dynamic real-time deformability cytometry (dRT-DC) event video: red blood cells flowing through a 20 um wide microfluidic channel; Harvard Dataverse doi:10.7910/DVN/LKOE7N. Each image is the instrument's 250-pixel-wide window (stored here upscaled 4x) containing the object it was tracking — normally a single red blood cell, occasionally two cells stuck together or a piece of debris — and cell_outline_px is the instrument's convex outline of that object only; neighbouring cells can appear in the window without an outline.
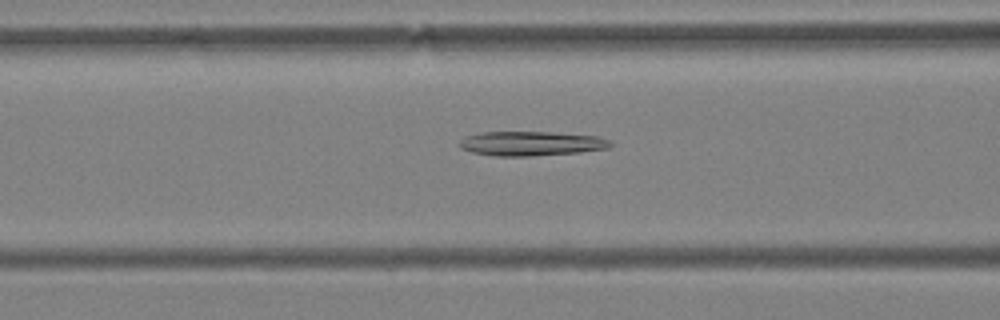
{"species": "Egyptian fruit bat (a non-hibernating species)", "species_latin": "Rousettus aegyptiacus", "temperature_condition": "warm", "stored_images_in_passage": 62, "camera_frame_rate_fps": 3000, "um_per_image_px": 0.085, "animal": {"sex": "female"}, "frame": {"image": 1, "passage_image": 26, "time_ms": 8.333, "image_size_px": [1000, 320], "cell_outline_px": [[612, 144], [608, 148], [580, 152], [532, 156], [496, 156], [472, 152], [460, 148], [460, 140], [464, 136], [480, 132], [548, 132], [596, 136], [608, 140]], "centroid_in_image_um": [45.1, 12.2], "position_along_channel_um": 121.5, "area_um2": 21.39}}
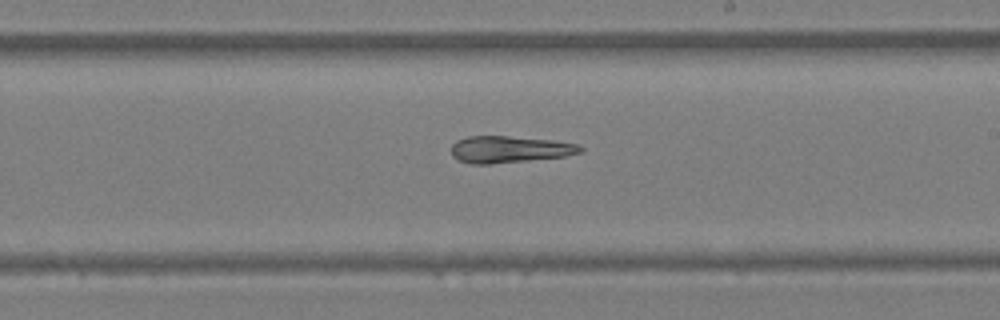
{"frame": {"image": 2, "passage_image": 37, "time_ms": 12.0, "image_size_px": [1000, 320], "cell_outline_px": [[584, 152], [564, 156], [528, 160], [488, 164], [468, 164], [456, 160], [452, 156], [452, 144], [456, 140], [468, 136], [508, 136], [552, 140], [576, 144], [584, 148]], "centroid_in_image_um": [43.26, 12.7], "position_along_channel_um": 245.7, "area_um2": 20.17}}
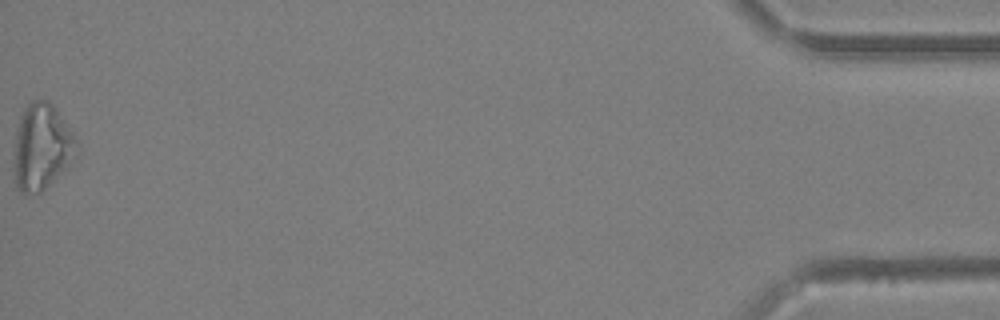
{"frame": {"image": 3, "passage_image": 62, "time_ms": 20.333, "image_size_px": [1000, 320], "cell_outline_px": [[80, 148], [68, 168], [40, 192], [24, 192], [16, 188], [12, 176], [16, 128], [20, 116], [24, 108], [32, 100], [48, 100], [56, 108], [80, 144]], "centroid_in_image_um": [3.55, 12.49], "position_along_channel_um": 431.7, "area_um2": 31.96}, "authors_computed_cell_mechanics": {"area_um2": 24.0448, "velocity_mm_per_s": 3.3976, "shape_relaxation_time_tau1_ms": null, "shape_relaxation_time_tau2_ms": 10.9494, "deformation_change_tau1": null, "deformation_change_tau2": 0.2712}}